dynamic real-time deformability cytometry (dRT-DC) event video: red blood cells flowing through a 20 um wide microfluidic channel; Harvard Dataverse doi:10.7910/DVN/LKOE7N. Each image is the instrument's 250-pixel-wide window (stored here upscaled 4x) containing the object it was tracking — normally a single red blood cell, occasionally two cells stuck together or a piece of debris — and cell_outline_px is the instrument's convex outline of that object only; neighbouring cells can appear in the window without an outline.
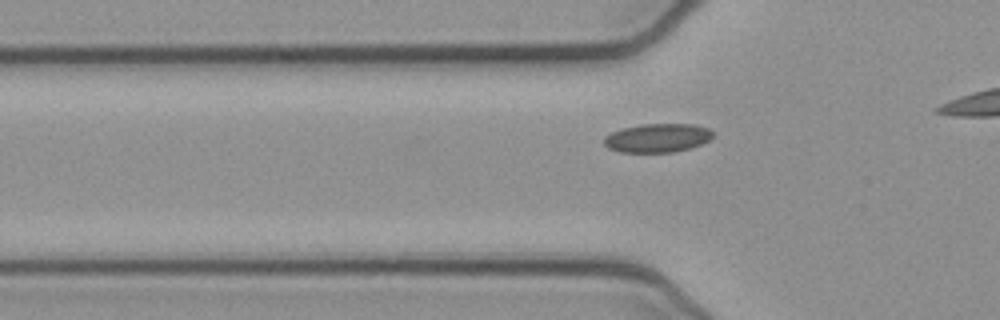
{"species": "common noctule bat (a hibernating species)", "species_latin": "Nyctalus noctula", "temperature_condition": "cold", "stored_images_in_passage": 29, "camera_frame_rate_fps": 3000, "um_per_image_px": 0.085, "animal": {"sex": "female", "body_mass_g": 21.9}, "frame": {"image": 1, "passage_image": 10, "time_ms": 3.0, "image_size_px": [1000, 320], "cell_outline_px": [[712, 136], [708, 140], [692, 148], [672, 152], [620, 152], [608, 148], [604, 144], [604, 136], [620, 128], [640, 124], [696, 124], [708, 128], [712, 132]], "centroid_in_image_um": [55.85, 11.72], "position_along_channel_um": 69.9, "area_um2": 18.32}}
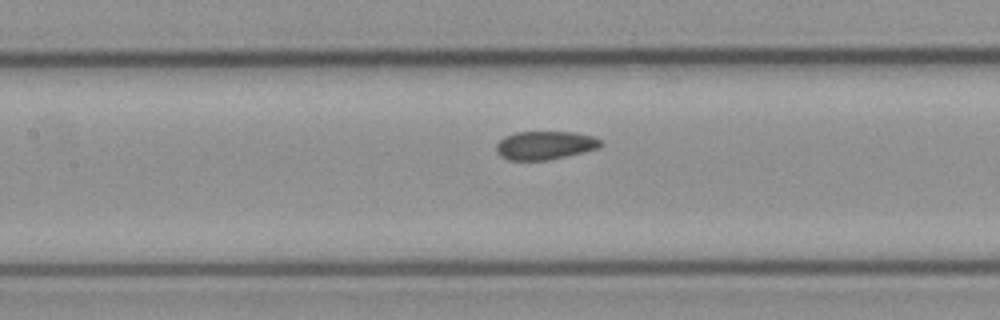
{"frame": {"image": 2, "passage_image": 17, "time_ms": 5.333, "image_size_px": [1000, 320], "cell_outline_px": [[604, 144], [600, 148], [584, 152], [548, 160], [508, 160], [500, 156], [496, 152], [496, 144], [504, 136], [516, 132], [572, 132], [592, 136], [600, 140]], "centroid_in_image_um": [46.31, 12.35], "position_along_channel_um": 161.1, "area_um2": 17.4}}
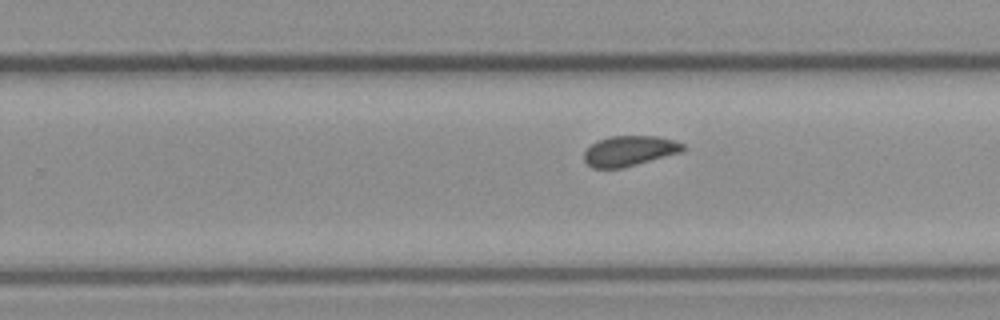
{"frame": {"image": 3, "passage_image": 26, "time_ms": 8.333, "image_size_px": [1000, 320], "cell_outline_px": [[684, 152], [620, 168], [592, 168], [584, 160], [584, 152], [592, 144], [600, 140], [612, 136], [656, 136], [676, 140], [684, 144]], "centroid_in_image_um": [53.54, 12.82], "position_along_channel_um": 276.3, "area_um2": 17.34}}